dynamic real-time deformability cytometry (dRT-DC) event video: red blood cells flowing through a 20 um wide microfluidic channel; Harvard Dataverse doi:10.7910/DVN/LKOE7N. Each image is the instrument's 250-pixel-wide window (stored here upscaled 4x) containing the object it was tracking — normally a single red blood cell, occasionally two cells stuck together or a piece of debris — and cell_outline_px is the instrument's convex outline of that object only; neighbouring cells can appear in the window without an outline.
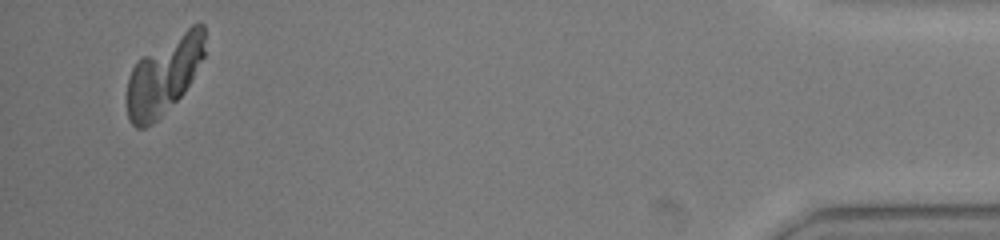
{"species": "common noctule bat (a hibernating species)", "species_latin": "Nyctalus noctula", "temperature_condition": "warm", "stored_images_in_passage": 49, "segment_of_instrument_passage": [2, 2], "camera_frame_rate_fps": 3000, "um_per_image_px": 0.085, "animal": {"sex": "male", "body_mass_g": 19.0, "forearm_length_mm": 50.8}, "frame": {"image": 1, "passage_image": 47, "time_ms": 15.333, "image_size_px": [1000, 240], "cell_outline_px": [[204, 56], [184, 92], [156, 120], [144, 128], [136, 128], [128, 120], [128, 76], [132, 68], [144, 56], [192, 24], [204, 24]], "centroid_in_image_um": [13.94, 6.42], "position_along_channel_um": 421.3, "area_um2": 34.04}}